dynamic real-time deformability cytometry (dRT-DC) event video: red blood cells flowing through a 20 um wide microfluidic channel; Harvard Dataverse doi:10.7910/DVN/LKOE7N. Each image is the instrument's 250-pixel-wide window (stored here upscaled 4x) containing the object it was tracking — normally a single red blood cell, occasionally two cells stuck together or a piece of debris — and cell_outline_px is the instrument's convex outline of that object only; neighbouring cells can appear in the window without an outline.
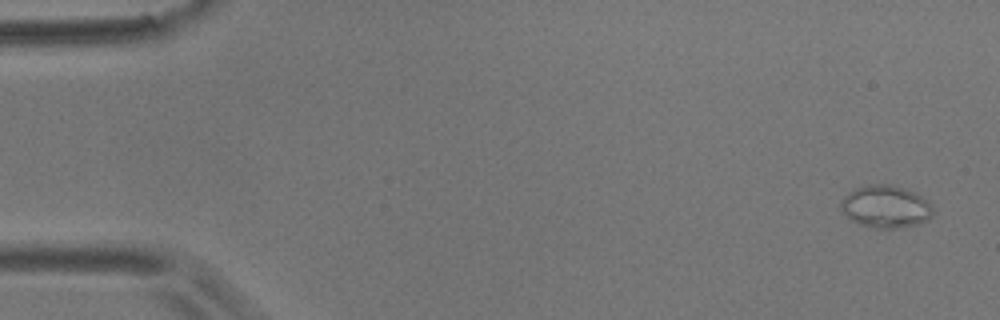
{"species": "common noctule bat (a hibernating species)", "species_latin": "Nyctalus noctula", "temperature_condition": "room temperature", "stored_images_in_passage": 4, "camera_frame_rate_fps": 3000, "um_per_image_px": 0.085, "animal": {"sex": "male", "body_mass_g": 17.9}, "frame": {"image": 1, "passage_image": 1, "time_ms": 0.0, "image_size_px": [1000, 320], "cell_outline_px": [[932, 216], [928, 220], [920, 224], [896, 228], [876, 228], [860, 224], [852, 220], [840, 208], [840, 200], [848, 192], [856, 188], [868, 184], [888, 184], [904, 188], [920, 196], [932, 208]], "centroid_in_image_um": [75.25, 17.56], "position_along_channel_um": 9.8, "area_um2": 22.54}}